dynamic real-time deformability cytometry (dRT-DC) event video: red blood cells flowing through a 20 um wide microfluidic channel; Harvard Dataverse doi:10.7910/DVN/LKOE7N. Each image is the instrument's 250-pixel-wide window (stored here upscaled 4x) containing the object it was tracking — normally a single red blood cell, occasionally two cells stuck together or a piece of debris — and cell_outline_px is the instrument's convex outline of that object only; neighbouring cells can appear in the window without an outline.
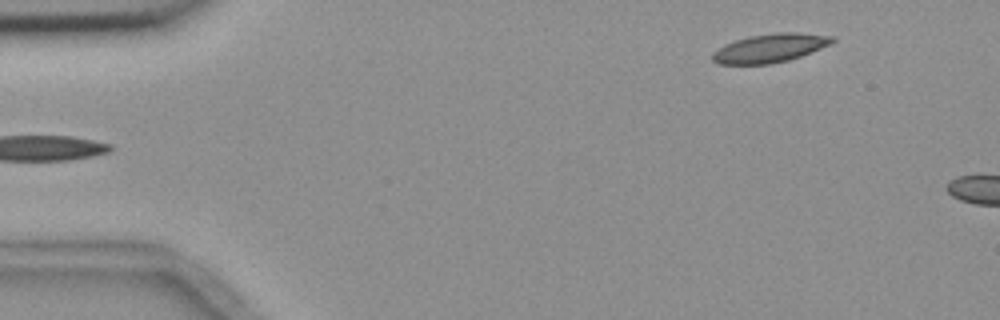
{"species": "common noctule bat (a hibernating species)", "species_latin": "Nyctalus noctula", "temperature_condition": "room temperature", "stored_images_in_passage": 5, "segment_of_instrument_passage": [2, 2], "camera_frame_rate_fps": 3000, "um_per_image_px": 0.085, "animal": {"sex": "female", "body_mass_g": 18.4}, "frame": {"image": 1, "passage_image": 5, "time_ms": 5.667, "image_size_px": [1000, 320], "cell_outline_px": [[836, 40], [820, 48], [800, 56], [788, 60], [772, 64], [720, 64], [712, 60], [712, 52], [724, 44], [736, 40], [752, 36], [776, 32], [800, 32], [836, 36]], "centroid_in_image_um": [65.45, 4.08], "position_along_channel_um": 19.5, "area_um2": 19.94}}